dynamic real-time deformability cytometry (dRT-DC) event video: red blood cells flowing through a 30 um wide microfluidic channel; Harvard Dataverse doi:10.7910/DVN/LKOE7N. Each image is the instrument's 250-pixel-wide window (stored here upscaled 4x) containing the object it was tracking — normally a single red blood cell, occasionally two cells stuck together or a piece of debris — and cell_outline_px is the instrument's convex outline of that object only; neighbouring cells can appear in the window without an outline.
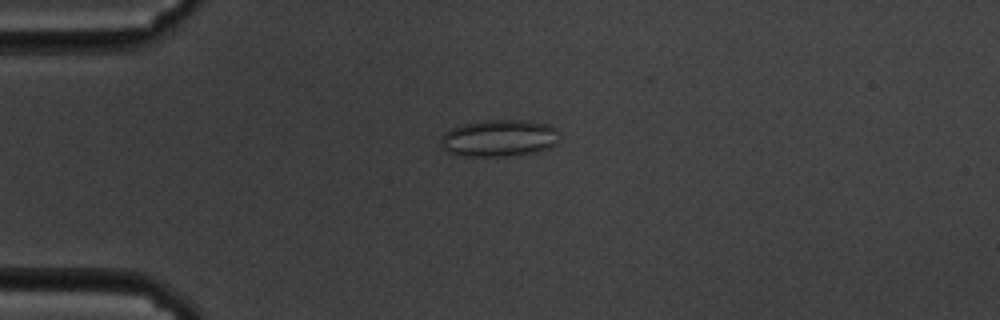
{"species": "common noctule bat (a hibernating species)", "species_latin": "Nyctalus noctula", "temperature_condition": "cold", "stored_images_in_passage": 52, "camera_frame_rate_fps": 3000, "um_per_image_px": 0.085, "animal": {"sex": "male", "body_mass_g": 19.5, "forearm_length_mm": 54.6}, "frame": {"image": 1, "passage_image": 8, "time_ms": 2.333, "image_size_px": [1000, 320], "cell_outline_px": [[560, 136], [556, 144], [548, 148], [536, 152], [516, 156], [464, 156], [448, 152], [440, 148], [440, 136], [444, 132], [452, 128], [464, 124], [484, 120], [528, 120], [548, 124], [556, 128], [560, 132]], "centroid_in_image_um": [42.43, 11.74], "position_along_channel_um": 42.6, "area_um2": 26.07}}
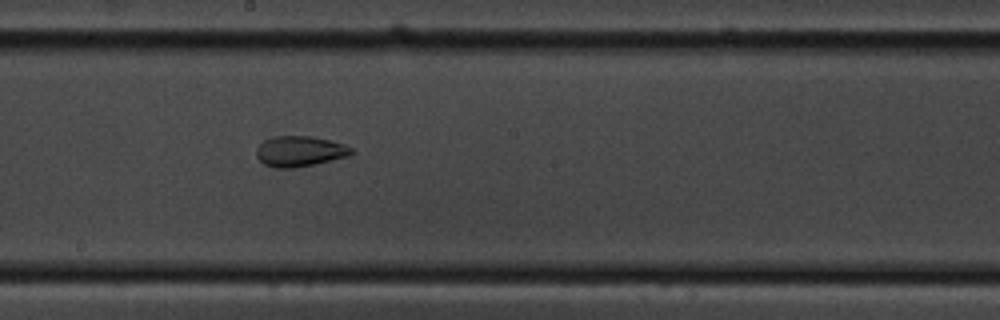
{"frame": {"image": 2, "passage_image": 26, "time_ms": 8.333, "image_size_px": [1000, 320], "cell_outline_px": [[356, 152], [348, 156], [316, 164], [292, 168], [276, 168], [264, 164], [256, 156], [256, 148], [264, 140], [272, 136], [312, 136], [344, 144], [352, 148]], "centroid_in_image_um": [25.48, 12.86], "position_along_channel_um": 222.7, "area_um2": 16.99}}
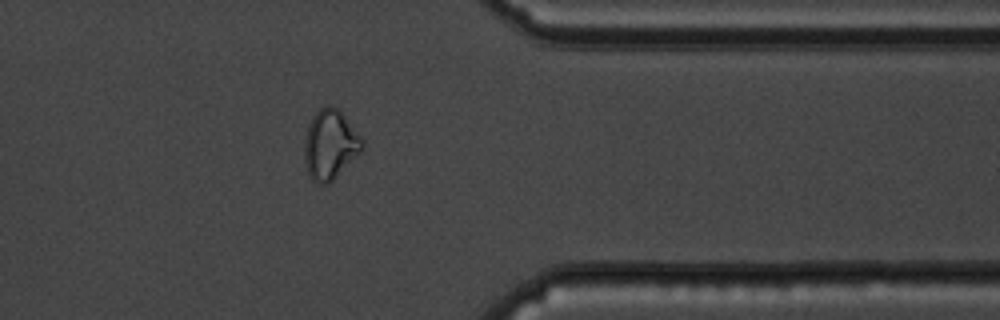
{"frame": {"image": 3, "passage_image": 41, "time_ms": 13.333, "image_size_px": [1000, 320], "cell_outline_px": [[364, 148], [328, 184], [316, 184], [308, 176], [304, 160], [304, 136], [308, 124], [312, 116], [320, 108], [328, 104], [332, 104], [340, 108], [364, 140]], "centroid_in_image_um": [28.04, 12.25], "position_along_channel_um": 383.4, "area_um2": 23.93}, "authors_computed_cell_mechanics": {"area_um2": 21.5883, "velocity_mm_per_s": 3.403, "shape_relaxation_time_tau1_ms": null, "shape_relaxation_time_tau2_ms": 2.2087, "deformation_change_tau1": null, "deformation_change_tau2": 0.0832}}